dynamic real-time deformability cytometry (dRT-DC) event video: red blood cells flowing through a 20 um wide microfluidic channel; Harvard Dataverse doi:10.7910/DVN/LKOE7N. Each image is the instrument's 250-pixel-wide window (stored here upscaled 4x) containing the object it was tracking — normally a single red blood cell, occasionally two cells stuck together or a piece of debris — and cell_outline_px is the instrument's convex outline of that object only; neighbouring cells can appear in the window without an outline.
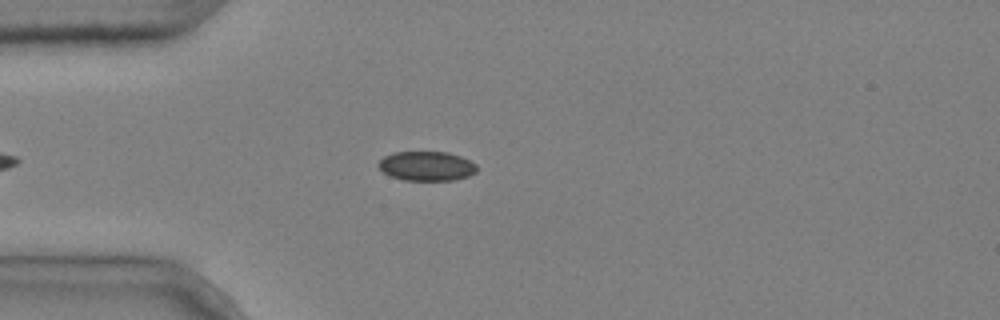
{"species": "common noctule bat (a hibernating species)", "species_latin": "Nyctalus noctula", "temperature_condition": "cold", "stored_images_in_passage": 3, "camera_frame_rate_fps": 3000, "um_per_image_px": 0.085, "animal": {"sex": "male", "body_mass_g": 20.4}, "frame": {"image": 1, "passage_image": 3, "time_ms": 0.667, "image_size_px": [1000, 320], "cell_outline_px": [[476, 172], [468, 176], [452, 180], [404, 180], [388, 176], [376, 164], [384, 156], [392, 152], [448, 152], [460, 156], [476, 164]], "centroid_in_image_um": [36.23, 14.11], "position_along_channel_um": 48.8, "area_um2": 16.88}}